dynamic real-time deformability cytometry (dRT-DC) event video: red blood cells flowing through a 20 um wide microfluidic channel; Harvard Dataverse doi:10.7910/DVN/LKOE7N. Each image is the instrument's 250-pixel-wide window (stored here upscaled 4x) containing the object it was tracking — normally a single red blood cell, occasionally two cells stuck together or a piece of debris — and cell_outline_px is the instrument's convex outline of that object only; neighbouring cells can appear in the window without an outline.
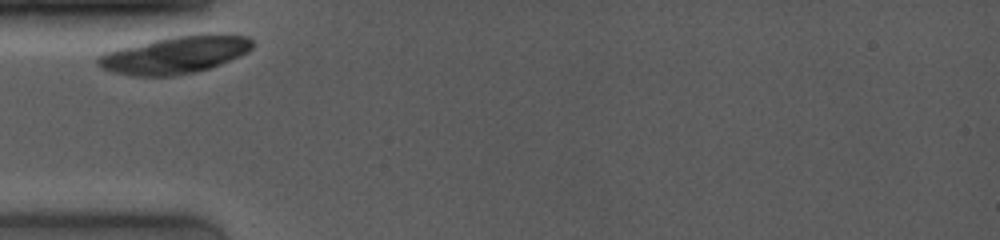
{"species": "common noctule bat (a hibernating species)", "species_latin": "Nyctalus noctula", "temperature_condition": "room temperature", "stored_images_in_passage": 25, "camera_frame_rate_fps": 4000, "um_per_image_px": 0.085, "animal": {"sex": "female", "body_mass_g": 19.0, "forearm_length_mm": 53.3}, "frame": {"image": 1, "passage_image": 1, "time_ms": 0.0, "image_size_px": [1000, 240], "cell_outline_px": [[252, 48], [248, 52], [240, 56], [220, 64], [196, 72], [172, 76], [128, 76], [112, 72], [100, 68], [96, 64], [96, 60], [100, 56], [108, 52], [120, 48], [172, 36], [208, 32], [228, 32], [248, 36], [252, 40]], "centroid_in_image_um": [14.95, 4.64], "position_along_channel_um": 70.0, "area_um2": 34.16}}
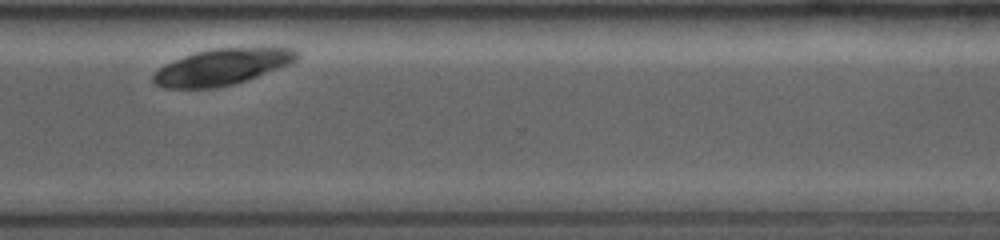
{"frame": {"image": 2, "passage_image": 22, "time_ms": 8.0, "image_size_px": [1000, 240], "cell_outline_px": [[300, 56], [296, 60], [288, 64], [248, 80], [216, 88], [164, 88], [156, 84], [152, 80], [152, 76], [164, 64], [184, 56], [196, 52], [212, 48], [292, 48], [300, 52]], "centroid_in_image_um": [18.86, 5.69], "position_along_channel_um": 351.7, "area_um2": 30.06}}
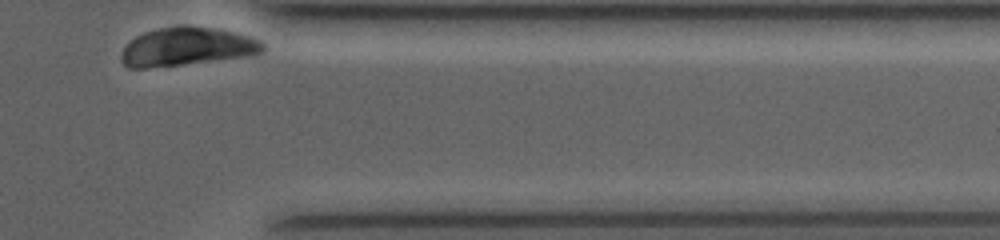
{"frame": {"image": 3, "passage_image": 25, "time_ms": 9.25, "image_size_px": [1000, 240], "cell_outline_px": [[264, 52], [248, 56], [180, 64], [144, 68], [128, 68], [120, 60], [120, 52], [136, 36], [144, 32], [156, 28], [180, 24], [184, 24], [216, 28], [236, 32], [252, 36], [260, 40], [264, 44]], "centroid_in_image_um": [15.9, 3.93], "position_along_channel_um": 395.5, "area_um2": 31.91}}